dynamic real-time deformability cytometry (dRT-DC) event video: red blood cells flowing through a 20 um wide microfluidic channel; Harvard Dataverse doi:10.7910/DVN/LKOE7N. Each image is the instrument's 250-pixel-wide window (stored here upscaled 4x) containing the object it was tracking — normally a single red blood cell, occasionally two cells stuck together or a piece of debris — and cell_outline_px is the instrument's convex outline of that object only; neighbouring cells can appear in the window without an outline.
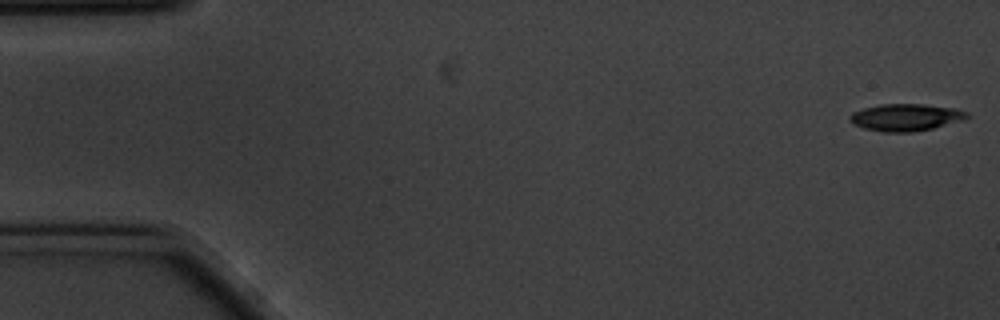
{"species": "common noctule bat (a hibernating species)", "species_latin": "Nyctalus noctula", "temperature_condition": "cold", "stored_images_in_passage": 57, "camera_frame_rate_fps": 3000, "um_per_image_px": 0.085, "animal": {"sex": "male", "body_mass_g": 20.1, "forearm_length_mm": 53.5}, "frame": {"image": 1, "passage_image": 1, "time_ms": 0.0, "image_size_px": [1000, 320], "cell_outline_px": [[968, 116], [960, 120], [932, 128], [912, 132], [884, 132], [864, 128], [848, 120], [848, 116], [852, 112], [864, 108], [880, 104], [924, 104], [956, 108], [968, 112]], "centroid_in_image_um": [76.95, 9.96], "position_along_channel_um": 8.0, "area_um2": 18.32}}
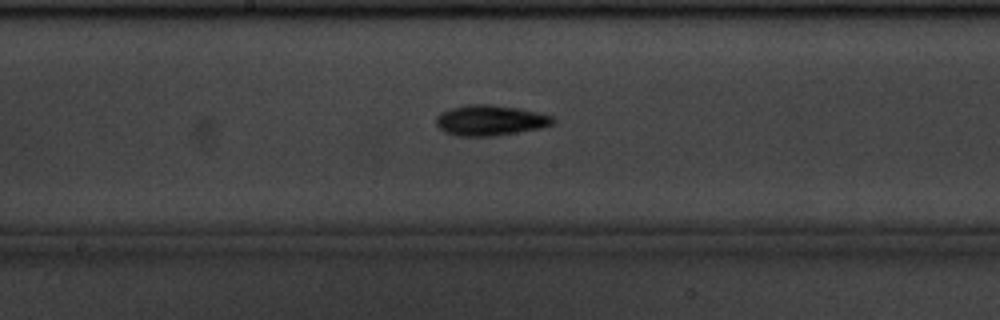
{"frame": {"image": 2, "passage_image": 29, "time_ms": 9.333, "image_size_px": [1000, 320], "cell_outline_px": [[556, 120], [552, 124], [540, 128], [492, 136], [456, 136], [444, 132], [436, 124], [436, 116], [440, 112], [448, 108], [464, 104], [492, 104], [516, 108], [536, 112], [552, 116]], "centroid_in_image_um": [41.6, 10.22], "position_along_channel_um": 206.6, "area_um2": 20.81}}
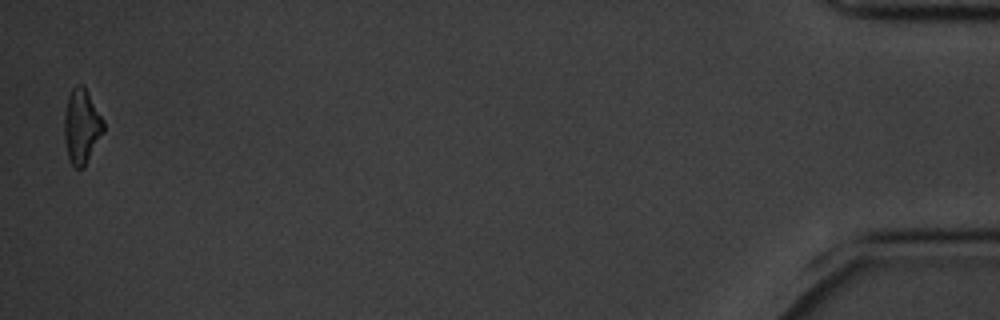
{"frame": {"image": 3, "passage_image": 56, "time_ms": 18.333, "image_size_px": [1000, 320], "cell_outline_px": [[104, 132], [84, 168], [76, 168], [72, 164], [68, 156], [64, 140], [64, 116], [68, 96], [72, 88], [76, 84], [84, 84], [104, 120]], "centroid_in_image_um": [6.95, 10.72], "position_along_channel_um": 428.3, "area_um2": 17.28}, "authors_computed_cell_mechanics": {"area_um2": 18.4382, "velocity_mm_per_s": 3.493, "shape_relaxation_time_tau1_ms": 2.6791, "shape_relaxation_time_tau2_ms": 11.1446, "deformation_change_tau1": 0.1342, "deformation_change_tau2": 0.2345}}